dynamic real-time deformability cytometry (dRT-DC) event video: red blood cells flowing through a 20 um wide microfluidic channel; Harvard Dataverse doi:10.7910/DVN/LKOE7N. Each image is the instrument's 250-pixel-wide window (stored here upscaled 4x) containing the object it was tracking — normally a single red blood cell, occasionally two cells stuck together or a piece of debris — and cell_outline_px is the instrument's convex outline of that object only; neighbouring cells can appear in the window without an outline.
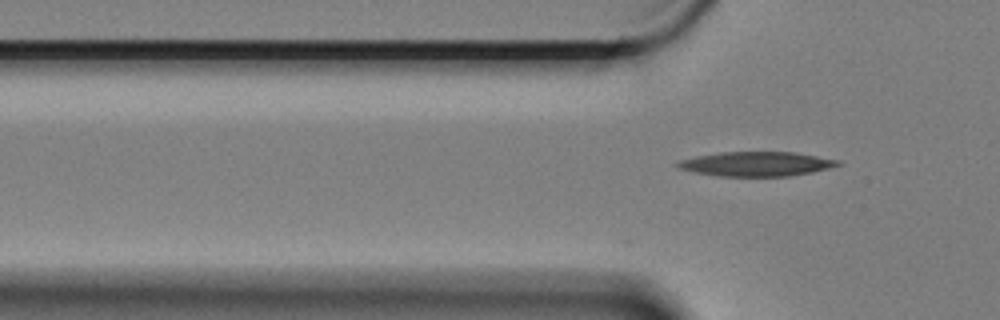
{"species": "Egyptian fruit bat (a non-hibernating species)", "species_latin": "Rousettus aegyptiacus", "temperature_condition": "cold", "stored_images_in_passage": 2, "camera_frame_rate_fps": 3000, "um_per_image_px": 0.085, "animal": {"sex": "female"}, "frame": {"image": 1, "passage_image": 2, "time_ms": 0.333, "image_size_px": [1000, 320], "cell_outline_px": [[844, 164], [812, 172], [788, 176], [720, 176], [696, 172], [676, 168], [676, 164], [680, 160], [696, 156], [720, 152], [796, 152], [840, 160]], "centroid_in_image_um": [64.32, 13.93], "position_along_channel_um": 61.5, "area_um2": 22.83}}